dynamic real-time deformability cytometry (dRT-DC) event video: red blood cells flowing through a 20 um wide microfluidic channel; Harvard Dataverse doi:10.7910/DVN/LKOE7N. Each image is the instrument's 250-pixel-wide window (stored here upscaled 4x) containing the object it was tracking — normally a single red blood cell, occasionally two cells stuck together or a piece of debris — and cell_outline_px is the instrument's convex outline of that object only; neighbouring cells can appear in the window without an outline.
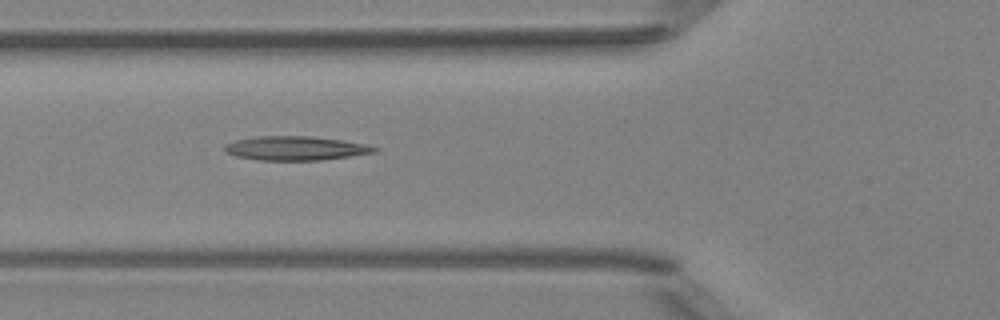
{"species": "Egyptian fruit bat (a non-hibernating species)", "species_latin": "Rousettus aegyptiacus", "temperature_condition": "room temperature", "stored_images_in_passage": 7, "camera_frame_rate_fps": 3000, "um_per_image_px": 0.085, "animal": {"sex": "female"}, "frame": {"image": 1, "passage_image": 5, "time_ms": 5.333, "image_size_px": [1000, 320], "cell_outline_px": [[380, 148], [376, 152], [352, 156], [320, 160], [256, 160], [236, 156], [228, 152], [224, 148], [224, 144], [236, 140], [256, 136], [312, 136], [344, 140], [364, 144]], "centroid_in_image_um": [25.15, 12.6], "position_along_channel_um": 100.7, "area_um2": 21.04}}
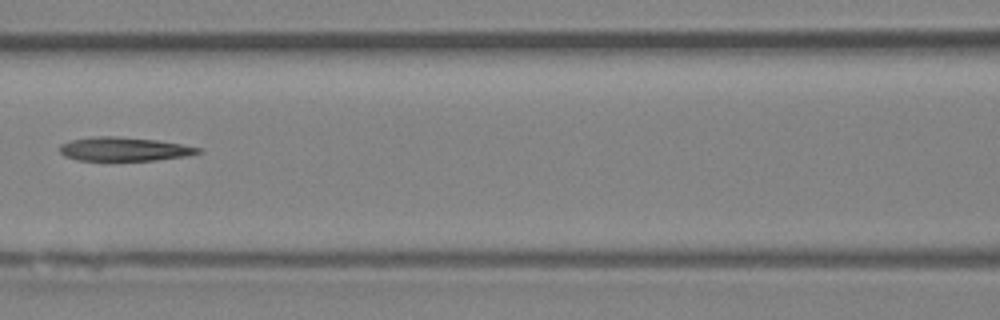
{"frame": {"image": 2, "passage_image": 6, "time_ms": 6.667, "image_size_px": [1000, 320], "cell_outline_px": [[204, 152], [184, 156], [156, 160], [76, 160], [64, 156], [60, 152], [60, 144], [72, 140], [92, 136], [116, 136], [156, 140], [180, 144], [200, 148]], "centroid_in_image_um": [10.52, 12.67], "position_along_channel_um": 156.1, "area_um2": 19.07}}
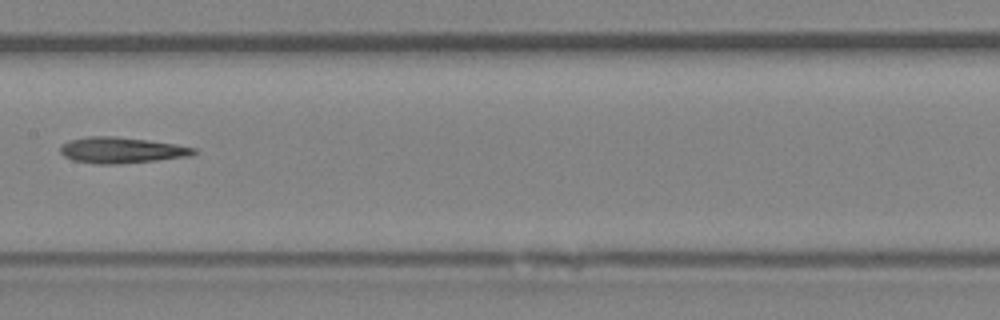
{"frame": {"image": 3, "passage_image": 7, "time_ms": 7.667, "image_size_px": [1000, 320], "cell_outline_px": [[196, 152], [192, 156], [120, 164], [96, 164], [72, 160], [64, 156], [60, 152], [60, 144], [68, 140], [88, 136], [116, 136], [148, 140], [176, 144], [196, 148]], "centroid_in_image_um": [10.3, 12.76], "position_along_channel_um": 197.1, "area_um2": 20.4}}